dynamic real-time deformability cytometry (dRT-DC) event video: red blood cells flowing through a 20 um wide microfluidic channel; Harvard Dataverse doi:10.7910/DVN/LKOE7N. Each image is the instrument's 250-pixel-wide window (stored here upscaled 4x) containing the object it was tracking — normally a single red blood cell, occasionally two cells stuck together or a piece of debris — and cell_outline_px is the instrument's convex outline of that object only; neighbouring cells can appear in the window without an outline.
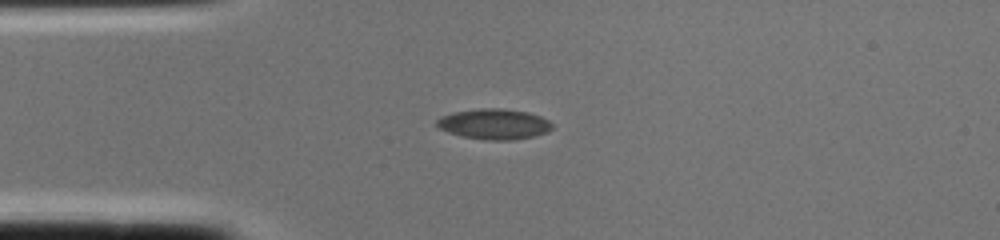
{"species": "common noctule bat (a hibernating species)", "species_latin": "Nyctalus noctula", "temperature_condition": "cold", "stored_images_in_passage": 1, "camera_frame_rate_fps": 3000, "um_per_image_px": 0.085, "animal": {"sex": "female", "body_mass_g": 22.0, "forearm_length_mm": 56.7}, "frame": {"image": 1, "passage_image": 1, "time_ms": 0.0, "image_size_px": [1000, 240], "cell_outline_px": [[552, 128], [548, 132], [532, 136], [512, 140], [484, 140], [460, 136], [448, 132], [440, 128], [436, 124], [436, 120], [440, 116], [452, 112], [480, 108], [504, 108], [528, 112], [540, 116], [548, 120], [552, 124]], "centroid_in_image_um": [41.98, 10.54], "position_along_channel_um": 43.0, "area_um2": 20.63}}